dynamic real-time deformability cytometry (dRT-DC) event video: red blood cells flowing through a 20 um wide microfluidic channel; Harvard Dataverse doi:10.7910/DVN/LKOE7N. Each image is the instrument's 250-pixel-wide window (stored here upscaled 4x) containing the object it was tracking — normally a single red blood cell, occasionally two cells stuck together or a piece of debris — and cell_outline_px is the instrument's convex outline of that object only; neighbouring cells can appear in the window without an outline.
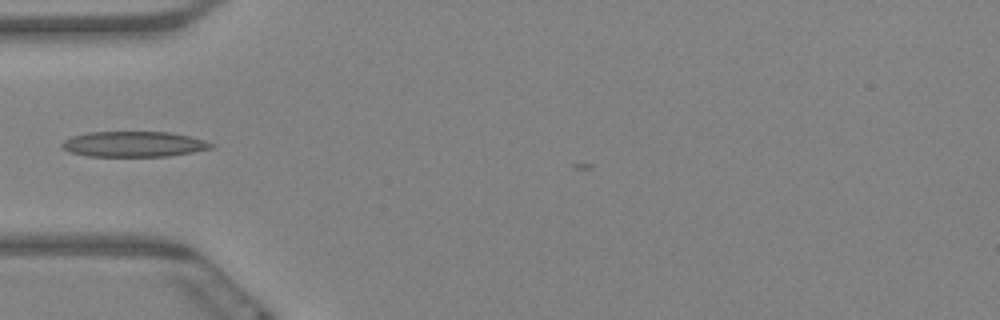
{"species": "Egyptian fruit bat (a non-hibernating species)", "species_latin": "Rousettus aegyptiacus", "temperature_condition": "warm", "stored_images_in_passage": 36, "camera_frame_rate_fps": 3000, "um_per_image_px": 0.085, "animal": {"sex": "female"}, "frame": {"image": 1, "passage_image": 1, "time_ms": 0.0, "image_size_px": [1000, 320], "cell_outline_px": [[216, 144], [212, 148], [192, 152], [168, 156], [88, 156], [72, 152], [60, 148], [60, 144], [64, 140], [72, 136], [88, 132], [168, 132], [188, 136], [204, 140]], "centroid_in_image_um": [11.35, 12.25], "position_along_channel_um": 73.6, "area_um2": 22.08}}
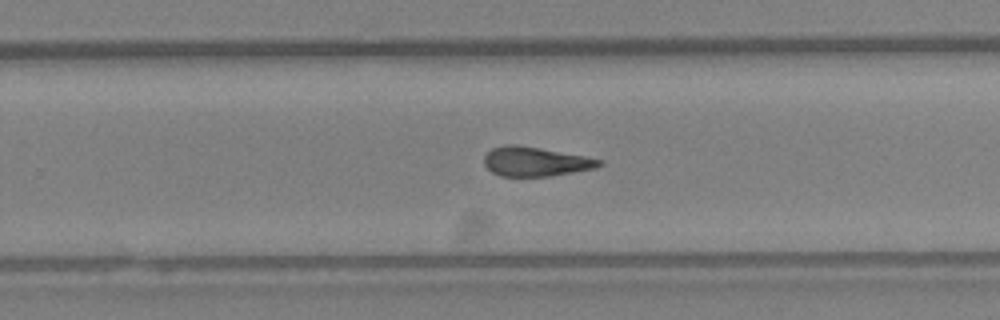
{"frame": {"image": 2, "passage_image": 20, "time_ms": 6.333, "image_size_px": [1000, 320], "cell_outline_px": [[604, 164], [596, 168], [548, 176], [500, 176], [492, 172], [484, 164], [484, 156], [492, 148], [508, 144], [516, 144], [540, 148], [584, 156], [604, 160]], "centroid_in_image_um": [45.52, 13.73], "position_along_channel_um": 284.3, "area_um2": 19.59}}
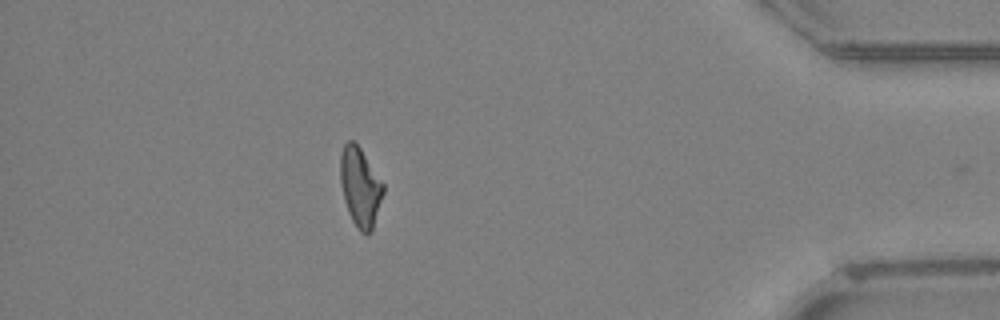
{"frame": {"image": 3, "passage_image": 35, "time_ms": 11.333, "image_size_px": [1000, 320], "cell_outline_px": [[384, 192], [372, 232], [360, 232], [356, 228], [348, 212], [344, 200], [340, 184], [340, 156], [344, 144], [348, 140], [352, 140], [360, 148], [384, 184]], "centroid_in_image_um": [30.61, 15.91], "position_along_channel_um": 404.6, "area_um2": 19.77}}